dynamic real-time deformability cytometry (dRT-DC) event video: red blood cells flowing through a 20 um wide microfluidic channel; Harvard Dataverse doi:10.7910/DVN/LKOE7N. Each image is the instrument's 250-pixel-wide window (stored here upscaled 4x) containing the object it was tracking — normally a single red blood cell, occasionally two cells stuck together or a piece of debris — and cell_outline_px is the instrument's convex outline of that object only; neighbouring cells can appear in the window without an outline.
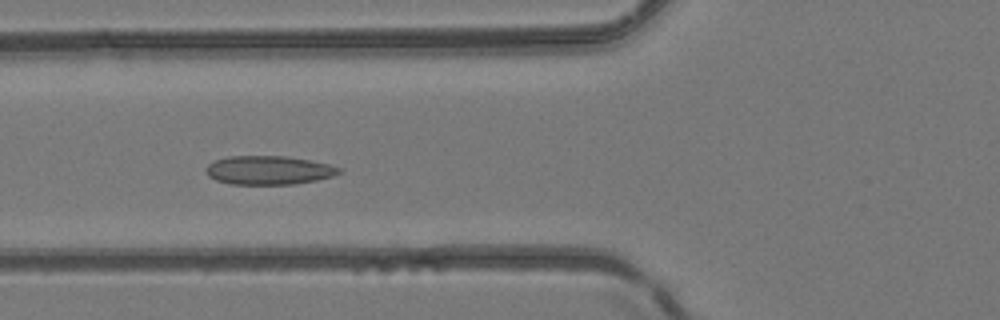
{"species": "common noctule bat (a hibernating species)", "species_latin": "Nyctalus noctula", "temperature_condition": "room temperature", "stored_images_in_passage": 6, "camera_frame_rate_fps": 3000, "um_per_image_px": 0.085, "animal": {"sex": "female", "body_mass_g": 24.6, "forearm_length_mm": 56.2}, "frame": {"image": 1, "passage_image": 5, "time_ms": 6.0, "image_size_px": [1000, 320], "cell_outline_px": [[344, 172], [332, 176], [316, 180], [296, 184], [232, 184], [216, 180], [208, 176], [204, 168], [208, 164], [216, 160], [228, 156], [288, 156], [328, 164], [340, 168]], "centroid_in_image_um": [22.83, 14.46], "position_along_channel_um": 103.0, "area_um2": 22.31}}
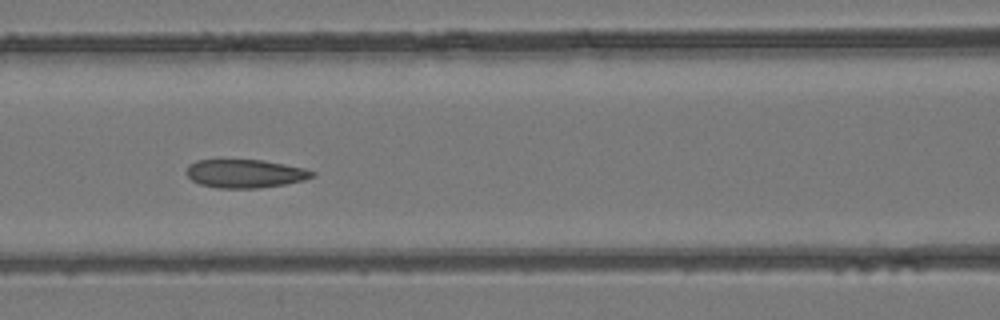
{"frame": {"image": 2, "passage_image": 6, "time_ms": 7.0, "image_size_px": [1000, 320], "cell_outline_px": [[316, 176], [304, 180], [284, 184], [260, 188], [216, 188], [200, 184], [192, 180], [184, 172], [188, 164], [196, 160], [264, 160], [304, 168], [316, 172]], "centroid_in_image_um": [20.82, 14.75], "position_along_channel_um": 145.8, "area_um2": 20.98}}